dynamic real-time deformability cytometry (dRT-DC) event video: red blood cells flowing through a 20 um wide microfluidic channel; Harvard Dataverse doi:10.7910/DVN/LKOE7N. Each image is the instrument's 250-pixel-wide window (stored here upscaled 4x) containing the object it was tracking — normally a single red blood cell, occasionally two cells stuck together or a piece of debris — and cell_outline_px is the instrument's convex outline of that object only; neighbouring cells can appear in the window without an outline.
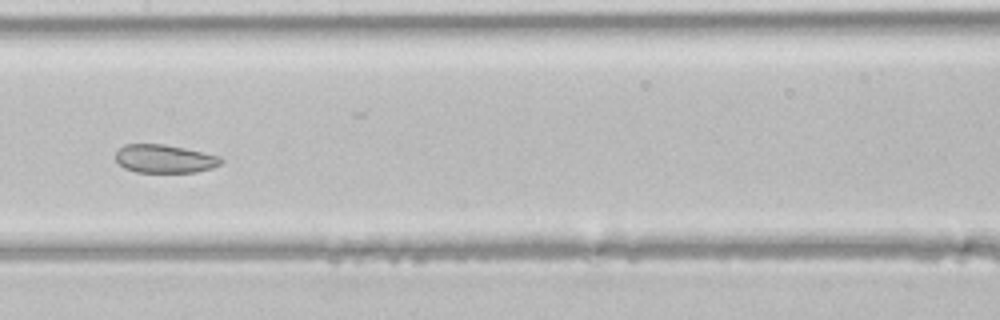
{"species": "common noctule bat (a hibernating species)", "species_latin": "Nyctalus noctula", "temperature_condition": "room temperature", "stored_images_in_passage": 16, "camera_frame_rate_fps": 3000, "um_per_image_px": 0.085, "animal": {"sex": "male", "body_mass_g": 21.5, "forearm_length_mm": 52.0}, "frame": {"image": 1, "passage_image": 12, "time_ms": 3.667, "image_size_px": [1000, 320], "cell_outline_px": [[224, 160], [220, 164], [212, 168], [196, 172], [136, 172], [124, 168], [116, 160], [116, 152], [124, 144], [164, 144], [184, 148], [220, 156]], "centroid_in_image_um": [13.99, 13.49], "position_along_channel_um": 193.4, "area_um2": 17.34}}
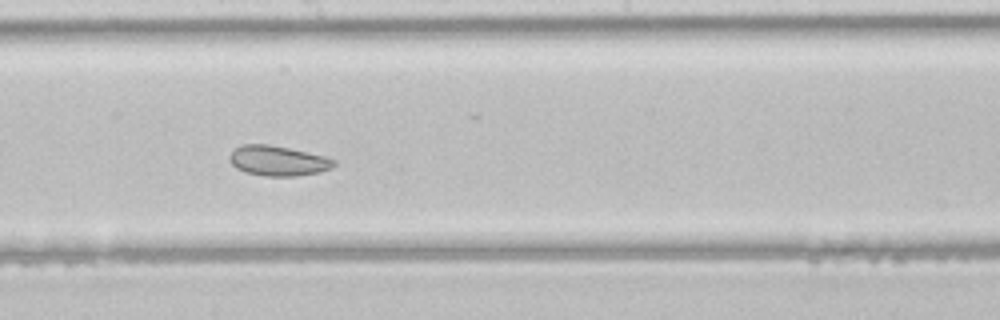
{"frame": {"image": 2, "passage_image": 14, "time_ms": 4.333, "image_size_px": [1000, 320], "cell_outline_px": [[336, 164], [332, 168], [320, 172], [296, 176], [264, 176], [244, 172], [236, 168], [228, 160], [228, 156], [240, 144], [268, 144], [288, 148], [324, 156], [336, 160]], "centroid_in_image_um": [23.61, 13.67], "position_along_channel_um": 224.6, "area_um2": 18.38}}